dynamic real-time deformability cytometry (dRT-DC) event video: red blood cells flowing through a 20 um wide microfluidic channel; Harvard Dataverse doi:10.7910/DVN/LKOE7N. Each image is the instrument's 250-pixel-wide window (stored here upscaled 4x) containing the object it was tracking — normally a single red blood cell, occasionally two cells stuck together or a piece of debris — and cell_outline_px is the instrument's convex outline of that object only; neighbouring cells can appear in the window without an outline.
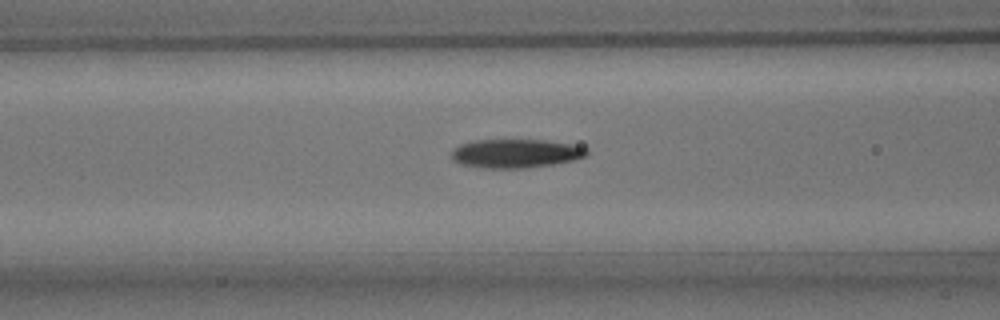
{"species": "common noctule bat (a hibernating species)", "species_latin": "Nyctalus noctula", "temperature_condition": "room temperature", "stored_images_in_passage": 36, "camera_frame_rate_fps": 3000, "um_per_image_px": 0.085, "animal": {"sex": "male", "body_mass_g": 15.6}, "frame": {"image": 1, "passage_image": 5, "time_ms": 1.333, "image_size_px": [1000, 320], "cell_outline_px": [[588, 152], [584, 156], [572, 160], [552, 164], [524, 168], [484, 168], [460, 164], [452, 160], [452, 148], [460, 144], [472, 140], [544, 140], [572, 144], [588, 148]], "centroid_in_image_um": [43.78, 13.04], "position_along_channel_um": 122.8, "area_um2": 22.66}}
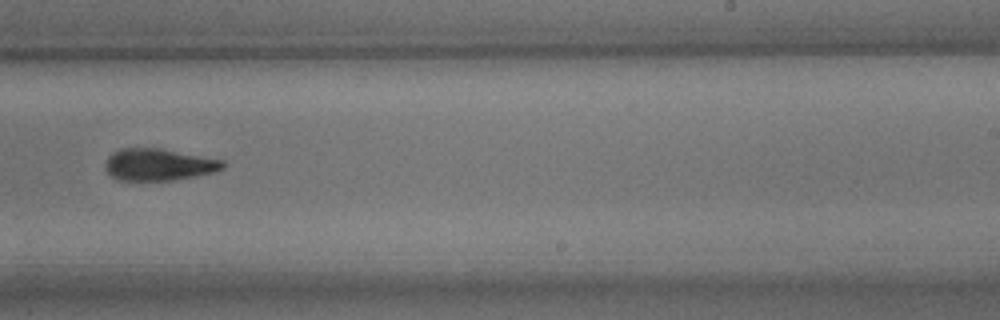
{"frame": {"image": 2, "passage_image": 17, "time_ms": 5.333, "image_size_px": [1000, 320], "cell_outline_px": [[224, 168], [216, 172], [196, 176], [172, 180], [116, 180], [108, 172], [104, 164], [108, 156], [112, 152], [120, 148], [160, 148], [224, 160]], "centroid_in_image_um": [13.48, 13.98], "position_along_channel_um": 275.5, "area_um2": 21.96}}
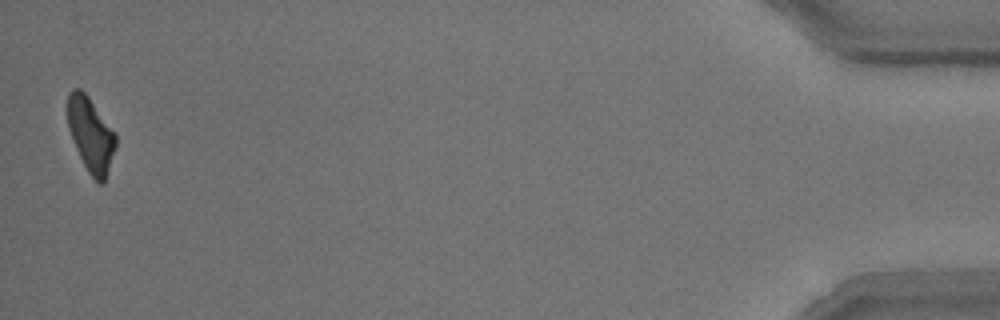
{"frame": {"image": 3, "passage_image": 36, "time_ms": 11.667, "image_size_px": [1000, 320], "cell_outline_px": [[116, 148], [104, 184], [100, 184], [88, 172], [76, 148], [68, 128], [68, 92], [72, 88], [80, 88], [88, 96], [116, 132]], "centroid_in_image_um": [7.73, 11.43], "position_along_channel_um": 427.5, "area_um2": 20.92}, "authors_computed_cell_mechanics": {"area_um2": 22.3975, "velocity_mm_per_s": 3.8154, "shape_relaxation_time_tau1_ms": 4.2114, "shape_relaxation_time_tau2_ms": 3.5729, "deformation_change_tau1": 0.145, "deformation_change_tau2": 0.1129}}